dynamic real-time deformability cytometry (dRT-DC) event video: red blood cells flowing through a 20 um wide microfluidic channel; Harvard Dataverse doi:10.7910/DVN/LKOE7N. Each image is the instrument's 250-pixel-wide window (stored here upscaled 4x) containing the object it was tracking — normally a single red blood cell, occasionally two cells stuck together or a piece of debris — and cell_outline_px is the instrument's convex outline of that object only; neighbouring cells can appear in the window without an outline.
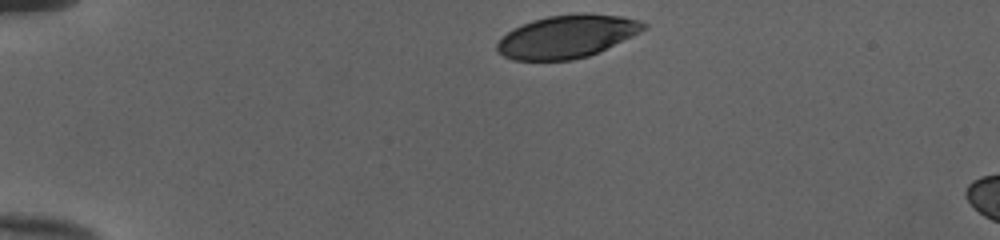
{"species": "human", "species_latin": "Homo sapiens", "temperature_condition": "cold", "stored_images_in_passage": 7, "camera_frame_rate_fps": 3000, "um_per_image_px": 0.085, "donor": {"sex": "female"}, "frame": {"image": 1, "passage_image": 1, "time_ms": 0.0, "image_size_px": [1000, 240], "cell_outline_px": [[648, 28], [600, 52], [588, 56], [572, 60], [512, 60], [496, 52], [496, 44], [508, 32], [532, 20], [548, 16], [584, 12], [624, 16], [640, 20], [648, 24]], "centroid_in_image_um": [48.24, 3.09], "position_along_channel_um": 36.8, "area_um2": 36.82}}